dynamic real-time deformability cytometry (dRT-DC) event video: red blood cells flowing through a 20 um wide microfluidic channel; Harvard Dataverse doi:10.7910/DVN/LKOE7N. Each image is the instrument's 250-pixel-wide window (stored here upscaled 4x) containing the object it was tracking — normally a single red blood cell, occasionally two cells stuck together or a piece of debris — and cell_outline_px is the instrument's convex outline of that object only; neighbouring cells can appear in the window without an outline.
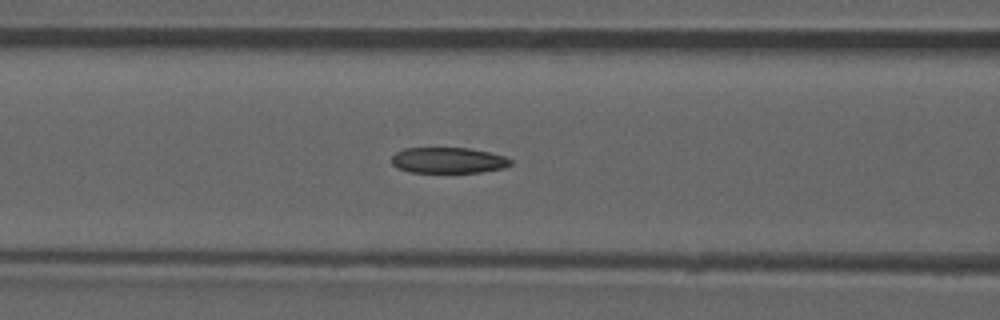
{"species": "common noctule bat (a hibernating species)", "species_latin": "Nyctalus noctula", "temperature_condition": "room temperature", "stored_images_in_passage": 49, "camera_frame_rate_fps": 3000, "um_per_image_px": 0.085, "animal": {"sex": "male", "forearm_length_mm": 52.5}, "frame": {"image": 1, "passage_image": 22, "time_ms": 7.0, "image_size_px": [1000, 320], "cell_outline_px": [[512, 164], [504, 168], [480, 172], [408, 172], [396, 168], [392, 164], [392, 156], [396, 152], [404, 148], [468, 148], [488, 152], [504, 156], [512, 160]], "centroid_in_image_um": [38.08, 13.63], "position_along_channel_um": 128.5, "area_um2": 17.92}, "authors_computed_cell_mechanics": {"area_um2": 19.363, "velocity_mm_per_s": 3.8613, "shape_relaxation_time_tau1_ms": null, "shape_relaxation_time_tau2_ms": 3.1246, "deformation_change_tau1": null, "deformation_change_tau2": 0.095}}